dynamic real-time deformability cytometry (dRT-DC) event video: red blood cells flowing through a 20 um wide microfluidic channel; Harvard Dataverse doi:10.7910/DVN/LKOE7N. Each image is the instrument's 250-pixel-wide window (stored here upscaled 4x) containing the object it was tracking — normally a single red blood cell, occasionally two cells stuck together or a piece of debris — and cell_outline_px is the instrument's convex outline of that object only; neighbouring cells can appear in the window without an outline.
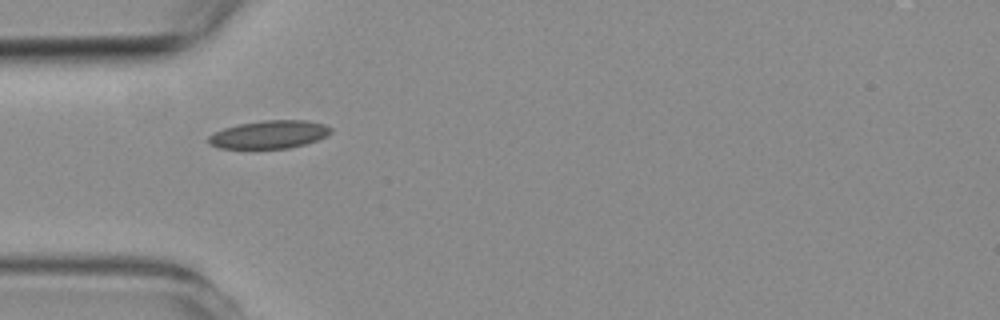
{"species": "common noctule bat (a hibernating species)", "species_latin": "Nyctalus noctula", "temperature_condition": "room temperature", "stored_images_in_passage": 5, "camera_frame_rate_fps": 3000, "um_per_image_px": 0.085, "animal": {"sex": "female", "body_mass_g": 19.3, "forearm_length_mm": 54.1}, "frame": {"image": 1, "passage_image": 1, "time_ms": 0.0, "image_size_px": [1000, 320], "cell_outline_px": [[332, 132], [328, 136], [304, 144], [288, 148], [220, 148], [208, 144], [208, 136], [224, 128], [240, 124], [264, 120], [304, 120], [324, 124], [332, 128]], "centroid_in_image_um": [22.9, 11.43], "position_along_channel_um": 62.1, "area_um2": 19.83}}
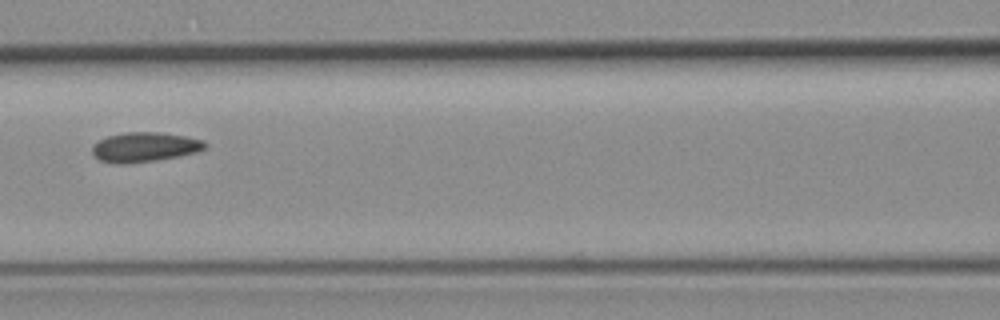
{"frame": {"image": 2, "passage_image": 3, "time_ms": 2.333, "image_size_px": [1000, 320], "cell_outline_px": [[208, 144], [204, 148], [196, 152], [180, 156], [156, 160], [128, 164], [116, 164], [100, 160], [92, 152], [92, 144], [108, 136], [124, 132], [160, 132], [184, 136], [200, 140]], "centroid_in_image_um": [12.26, 12.51], "position_along_channel_um": 154.3, "area_um2": 19.42}}
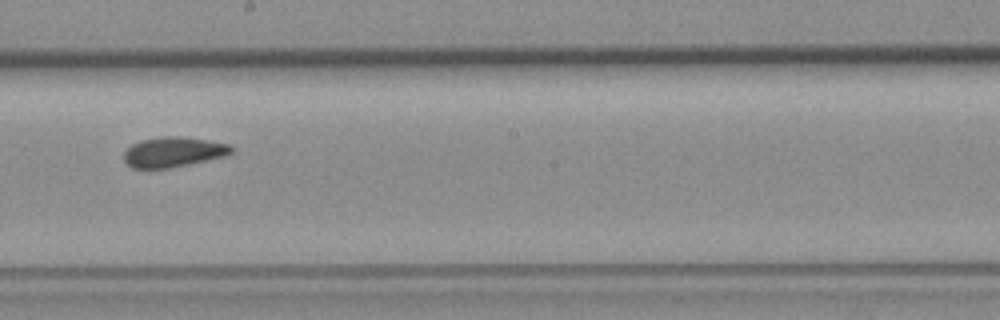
{"frame": {"image": 3, "passage_image": 5, "time_ms": 4.333, "image_size_px": [1000, 320], "cell_outline_px": [[232, 152], [224, 156], [188, 164], [168, 168], [132, 168], [124, 160], [124, 152], [132, 144], [140, 140], [164, 136], [180, 136], [228, 144], [232, 148]], "centroid_in_image_um": [14.69, 12.92], "position_along_channel_um": 233.5, "area_um2": 18.5}}